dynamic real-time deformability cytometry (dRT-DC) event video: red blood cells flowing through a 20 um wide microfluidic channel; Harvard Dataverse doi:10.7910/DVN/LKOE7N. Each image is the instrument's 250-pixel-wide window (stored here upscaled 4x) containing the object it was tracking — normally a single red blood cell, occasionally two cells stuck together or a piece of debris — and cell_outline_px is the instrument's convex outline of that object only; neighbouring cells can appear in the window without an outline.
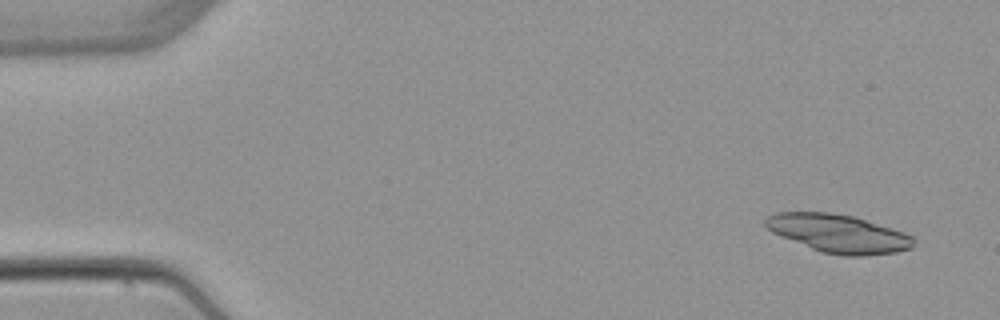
{"species": "common noctule bat (a hibernating species)", "species_latin": "Nyctalus noctula", "temperature_condition": "warm", "stored_images_in_passage": 4, "camera_frame_rate_fps": 3000, "um_per_image_px": 0.085, "animal": {"sex": "female", "body_mass_g": 22.7, "forearm_length_mm": 54.2}, "frame": {"image": 1, "passage_image": 1, "time_ms": 0.0, "image_size_px": [1000, 320], "cell_outline_px": [[912, 248], [896, 252], [864, 256], [844, 256], [820, 252], [780, 236], [772, 232], [764, 224], [764, 220], [768, 216], [776, 212], [828, 212], [852, 216], [904, 232], [912, 236]], "centroid_in_image_um": [71.22, 19.85], "position_along_channel_um": 13.8, "area_um2": 32.77}}